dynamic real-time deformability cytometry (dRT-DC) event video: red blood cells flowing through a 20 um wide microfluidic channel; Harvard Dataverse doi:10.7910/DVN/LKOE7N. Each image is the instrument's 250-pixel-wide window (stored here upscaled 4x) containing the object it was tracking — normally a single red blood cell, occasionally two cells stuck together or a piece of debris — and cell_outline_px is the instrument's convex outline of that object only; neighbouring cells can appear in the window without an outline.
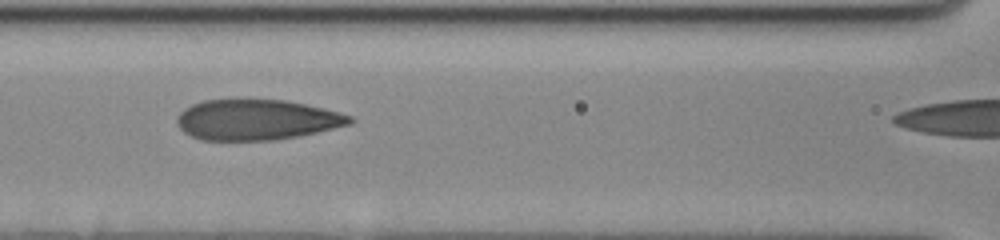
{"species": "human", "species_latin": "Homo sapiens", "temperature_condition": "cold", "stored_images_in_passage": 51, "camera_frame_rate_fps": 3000, "um_per_image_px": 0.085, "donor": {"sex": "female"}, "frame": {"image": 1, "passage_image": 27, "time_ms": 8.667, "image_size_px": [1000, 240], "cell_outline_px": [[356, 120], [352, 124], [300, 136], [272, 140], [200, 140], [184, 132], [176, 124], [176, 116], [184, 108], [192, 104], [204, 100], [236, 96], [288, 100], [324, 108], [352, 116]], "centroid_in_image_um": [21.79, 10.13], "position_along_channel_um": 144.8, "area_um2": 42.19}}
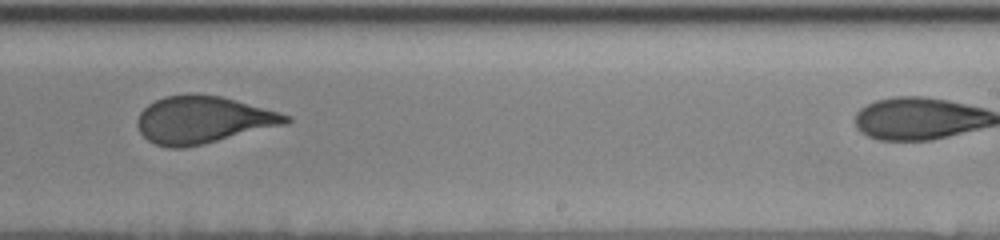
{"frame": {"image": 2, "passage_image": 38, "time_ms": 12.333, "image_size_px": [1000, 240], "cell_outline_px": [[292, 120], [288, 124], [184, 148], [168, 148], [156, 144], [148, 140], [140, 132], [136, 124], [136, 120], [140, 112], [148, 104], [164, 96], [188, 92], [196, 92], [220, 96], [280, 112], [292, 116]], "centroid_in_image_um": [17.24, 10.16], "position_along_channel_um": 271.8, "area_um2": 41.21}}
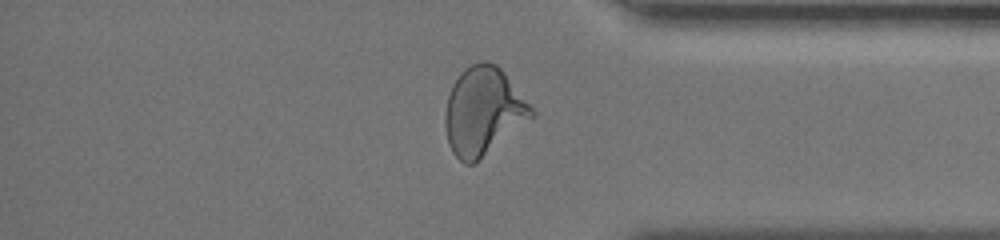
{"frame": {"image": 3, "passage_image": 49, "time_ms": 16.0, "image_size_px": [1000, 240], "cell_outline_px": [[536, 116], [472, 164], [464, 164], [452, 152], [448, 144], [444, 124], [444, 116], [448, 96], [452, 84], [460, 72], [468, 64], [480, 60], [488, 60], [496, 64], [504, 72], [536, 112]], "centroid_in_image_um": [41.06, 9.42], "position_along_channel_um": 394.1, "area_um2": 44.33}}